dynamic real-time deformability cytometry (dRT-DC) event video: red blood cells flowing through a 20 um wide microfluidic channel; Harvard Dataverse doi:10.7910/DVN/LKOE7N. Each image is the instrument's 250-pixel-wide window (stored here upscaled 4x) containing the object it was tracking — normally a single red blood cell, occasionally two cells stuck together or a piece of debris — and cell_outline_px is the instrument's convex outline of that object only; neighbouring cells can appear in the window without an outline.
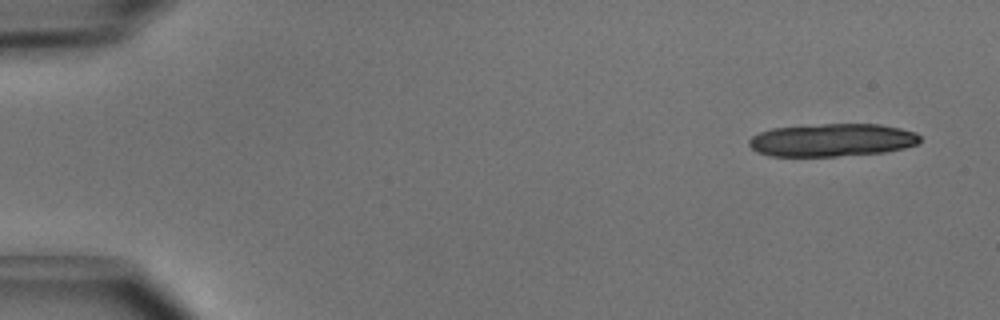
{"species": "common noctule bat (a hibernating species)", "species_latin": "Nyctalus noctula", "temperature_condition": "cold", "stored_images_in_passage": 5, "camera_frame_rate_fps": 3000, "um_per_image_px": 0.085, "animal": {"sex": "male", "body_mass_g": 15.6}, "frame": {"image": 1, "passage_image": 1, "time_ms": 0.0, "image_size_px": [1000, 320], "cell_outline_px": [[920, 140], [916, 144], [904, 148], [884, 152], [836, 156], [772, 156], [756, 152], [748, 144], [748, 140], [752, 136], [760, 132], [772, 128], [824, 124], [880, 124], [900, 128], [916, 132], [920, 136]], "centroid_in_image_um": [70.72, 11.9], "position_along_channel_um": 14.3, "area_um2": 32.71}}
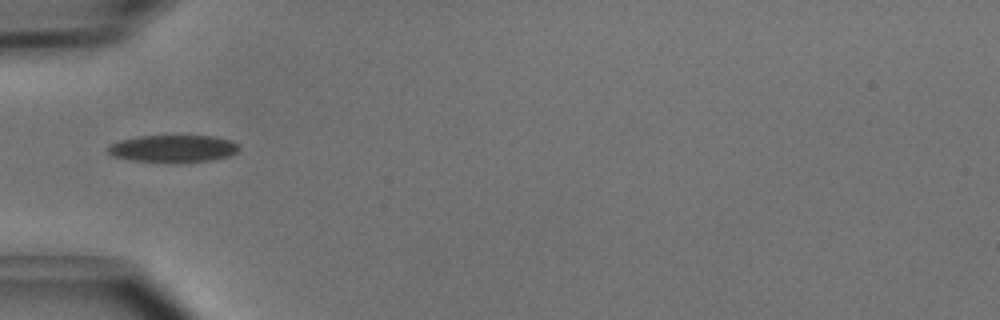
{"frame": {"image": 2, "passage_image": 5, "time_ms": 1.333, "image_size_px": [1000, 320], "cell_outline_px": [[240, 148], [236, 152], [228, 156], [212, 160], [176, 164], [172, 164], [132, 160], [112, 156], [104, 148], [108, 144], [120, 140], [136, 136], [212, 136], [228, 140], [236, 144]], "centroid_in_image_um": [14.63, 12.65], "position_along_channel_um": 70.4, "area_um2": 21.27}}